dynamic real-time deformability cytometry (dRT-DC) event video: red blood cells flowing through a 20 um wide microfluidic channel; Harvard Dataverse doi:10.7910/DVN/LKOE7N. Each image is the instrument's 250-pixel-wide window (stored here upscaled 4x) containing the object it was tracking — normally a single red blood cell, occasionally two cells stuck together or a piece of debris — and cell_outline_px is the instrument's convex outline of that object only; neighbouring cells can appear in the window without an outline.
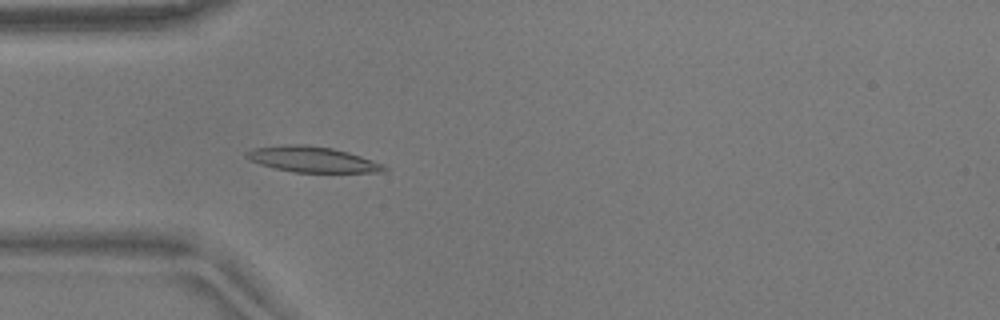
{"species": "common noctule bat (a hibernating species)", "species_latin": "Nyctalus noctula", "temperature_condition": "warm", "stored_images_in_passage": 55, "camera_frame_rate_fps": 3000, "um_per_image_px": 0.085, "animal": {"sex": "male", "body_mass_g": 17.9}, "frame": {"image": 1, "passage_image": 16, "time_ms": 5.0, "image_size_px": [1000, 320], "cell_outline_px": [[388, 168], [384, 172], [296, 172], [276, 168], [260, 164], [244, 156], [244, 152], [256, 148], [288, 144], [304, 144], [332, 148], [348, 152], [384, 164]], "centroid_in_image_um": [26.57, 13.54], "position_along_channel_um": 58.4, "area_um2": 20.35}}
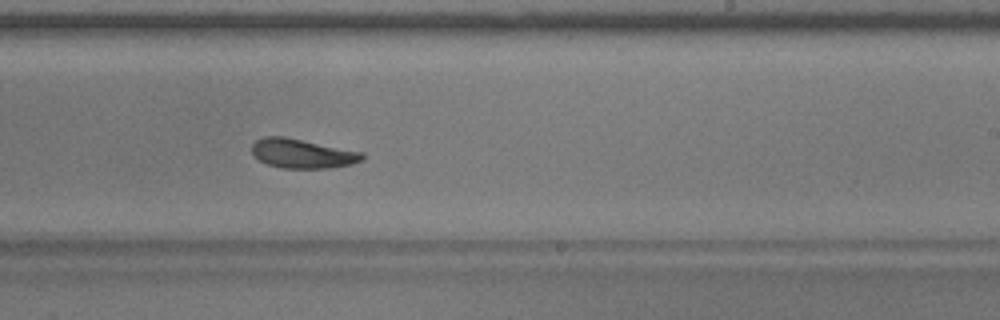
{"frame": {"image": 2, "passage_image": 33, "time_ms": 10.667, "image_size_px": [1000, 320], "cell_outline_px": [[364, 160], [352, 164], [328, 168], [284, 168], [268, 164], [260, 160], [252, 152], [252, 144], [256, 140], [264, 136], [284, 136], [364, 152]], "centroid_in_image_um": [25.73, 13.04], "position_along_channel_um": 263.3, "area_um2": 18.84}}
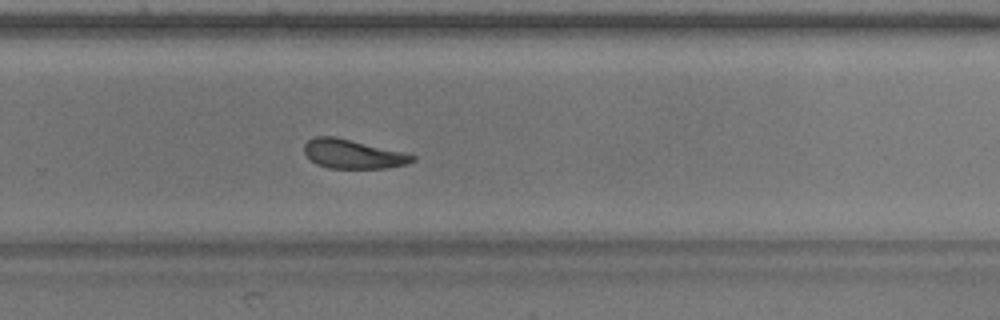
{"frame": {"image": 3, "passage_image": 36, "time_ms": 11.667, "image_size_px": [1000, 320], "cell_outline_px": [[416, 160], [404, 164], [384, 168], [328, 168], [316, 164], [304, 152], [304, 144], [308, 140], [316, 136], [336, 136], [404, 152], [416, 156]], "centroid_in_image_um": [29.98, 13.08], "position_along_channel_um": 299.8, "area_um2": 18.26}, "authors_computed_cell_mechanics": {"area_um2": 19.652, "velocity_mm_per_s": 3.6542, "shape_relaxation_time_tau1_ms": 3.714, "shape_relaxation_time_tau2_ms": 10.2452, "deformation_change_tau1": 0.1108, "deformation_change_tau2": 0.1989}}